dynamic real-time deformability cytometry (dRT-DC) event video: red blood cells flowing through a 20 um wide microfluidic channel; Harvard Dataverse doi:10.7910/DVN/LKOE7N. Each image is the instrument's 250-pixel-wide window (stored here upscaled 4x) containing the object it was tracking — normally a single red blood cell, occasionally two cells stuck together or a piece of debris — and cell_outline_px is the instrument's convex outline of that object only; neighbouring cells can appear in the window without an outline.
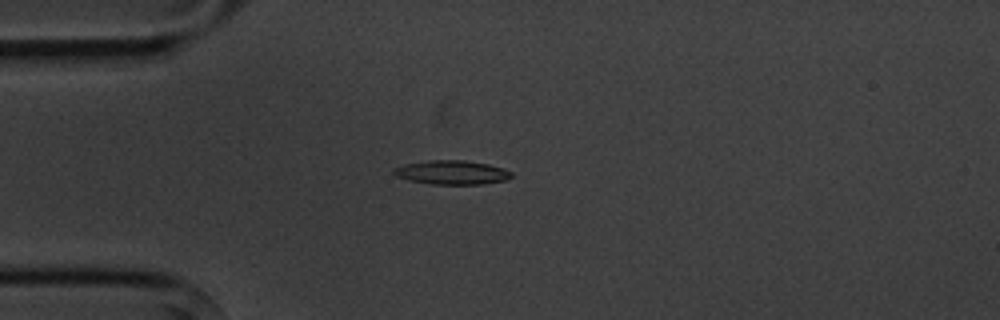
{"species": "common noctule bat (a hibernating species)", "species_latin": "Nyctalus noctula", "temperature_condition": "cold", "stored_images_in_passage": 3, "camera_frame_rate_fps": 3000, "um_per_image_px": 0.085, "animal": {"sex": "male", "body_mass_g": 20.1, "forearm_length_mm": 53.5}, "frame": {"image": 1, "passage_image": 3, "time_ms": 2.333, "image_size_px": [1000, 320], "cell_outline_px": [[512, 176], [504, 180], [480, 184], [432, 184], [408, 180], [396, 176], [392, 172], [392, 168], [404, 164], [428, 160], [464, 160], [488, 164], [504, 168], [512, 172]], "centroid_in_image_um": [38.37, 14.65], "position_along_channel_um": 46.6, "area_um2": 16.47}}